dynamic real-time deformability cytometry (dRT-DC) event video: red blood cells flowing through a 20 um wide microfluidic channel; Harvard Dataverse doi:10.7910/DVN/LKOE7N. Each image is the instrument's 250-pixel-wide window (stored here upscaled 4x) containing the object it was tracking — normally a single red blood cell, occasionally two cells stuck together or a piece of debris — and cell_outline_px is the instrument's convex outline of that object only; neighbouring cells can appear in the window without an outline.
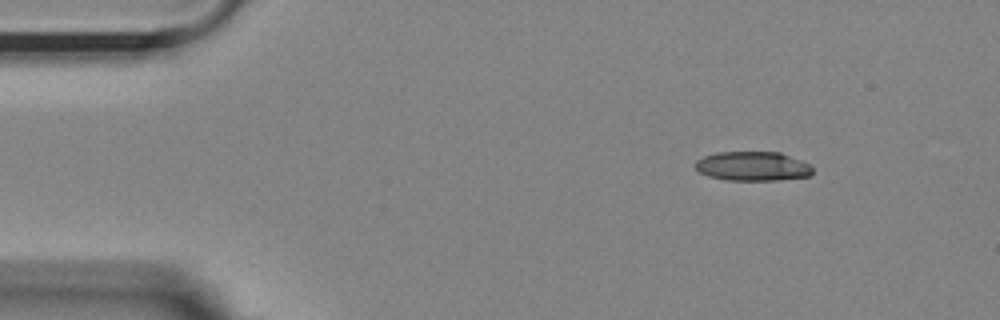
{"species": "Egyptian fruit bat (a non-hibernating species)", "species_latin": "Rousettus aegyptiacus", "temperature_condition": "room temperature", "stored_images_in_passage": 1, "camera_frame_rate_fps": 3000, "um_per_image_px": 0.085, "animal": {"sex": "female"}, "frame": {"image": 1, "passage_image": 1, "time_ms": 0.0, "image_size_px": [1000, 320], "cell_outline_px": [[812, 172], [808, 176], [776, 180], [728, 180], [708, 176], [700, 172], [692, 164], [696, 160], [704, 156], [716, 152], [780, 152], [812, 164]], "centroid_in_image_um": [63.96, 14.12], "position_along_channel_um": 21.0, "area_um2": 20.11}}